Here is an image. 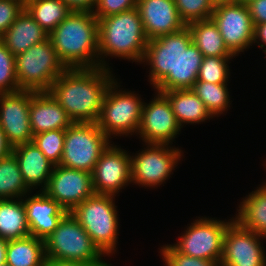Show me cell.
Instances as JSON below:
<instances>
[{
    "mask_svg": "<svg viewBox=\"0 0 266 266\" xmlns=\"http://www.w3.org/2000/svg\"><path fill=\"white\" fill-rule=\"evenodd\" d=\"M181 129L172 106L163 93L156 91L149 103H143L137 136L144 144L172 145Z\"/></svg>",
    "mask_w": 266,
    "mask_h": 266,
    "instance_id": "7c38bea8",
    "label": "cell"
},
{
    "mask_svg": "<svg viewBox=\"0 0 266 266\" xmlns=\"http://www.w3.org/2000/svg\"><path fill=\"white\" fill-rule=\"evenodd\" d=\"M12 146L8 143L5 133L0 126V160L12 153Z\"/></svg>",
    "mask_w": 266,
    "mask_h": 266,
    "instance_id": "60d3db41",
    "label": "cell"
},
{
    "mask_svg": "<svg viewBox=\"0 0 266 266\" xmlns=\"http://www.w3.org/2000/svg\"><path fill=\"white\" fill-rule=\"evenodd\" d=\"M45 259L43 239L30 235L8 241L6 263L9 266H42Z\"/></svg>",
    "mask_w": 266,
    "mask_h": 266,
    "instance_id": "4316f807",
    "label": "cell"
},
{
    "mask_svg": "<svg viewBox=\"0 0 266 266\" xmlns=\"http://www.w3.org/2000/svg\"><path fill=\"white\" fill-rule=\"evenodd\" d=\"M144 150L130 155L131 183L154 188L166 183L180 162L183 152L167 144H144Z\"/></svg>",
    "mask_w": 266,
    "mask_h": 266,
    "instance_id": "30bf717a",
    "label": "cell"
},
{
    "mask_svg": "<svg viewBox=\"0 0 266 266\" xmlns=\"http://www.w3.org/2000/svg\"><path fill=\"white\" fill-rule=\"evenodd\" d=\"M181 20L189 23L210 19L214 10L209 0H174Z\"/></svg>",
    "mask_w": 266,
    "mask_h": 266,
    "instance_id": "d6a6232c",
    "label": "cell"
},
{
    "mask_svg": "<svg viewBox=\"0 0 266 266\" xmlns=\"http://www.w3.org/2000/svg\"><path fill=\"white\" fill-rule=\"evenodd\" d=\"M233 57H203L197 81L221 84L230 78L229 62Z\"/></svg>",
    "mask_w": 266,
    "mask_h": 266,
    "instance_id": "4dcf8cb0",
    "label": "cell"
},
{
    "mask_svg": "<svg viewBox=\"0 0 266 266\" xmlns=\"http://www.w3.org/2000/svg\"><path fill=\"white\" fill-rule=\"evenodd\" d=\"M233 220V217L228 221L198 217L178 237L177 243L171 245L179 253L220 263L223 254L224 235L228 225Z\"/></svg>",
    "mask_w": 266,
    "mask_h": 266,
    "instance_id": "8fae6325",
    "label": "cell"
},
{
    "mask_svg": "<svg viewBox=\"0 0 266 266\" xmlns=\"http://www.w3.org/2000/svg\"><path fill=\"white\" fill-rule=\"evenodd\" d=\"M251 1H253V0H234V3L248 5Z\"/></svg>",
    "mask_w": 266,
    "mask_h": 266,
    "instance_id": "f6af8a7d",
    "label": "cell"
},
{
    "mask_svg": "<svg viewBox=\"0 0 266 266\" xmlns=\"http://www.w3.org/2000/svg\"><path fill=\"white\" fill-rule=\"evenodd\" d=\"M211 19L225 46L236 57L253 45L255 26L247 5L230 3L214 8Z\"/></svg>",
    "mask_w": 266,
    "mask_h": 266,
    "instance_id": "4fadbf2b",
    "label": "cell"
},
{
    "mask_svg": "<svg viewBox=\"0 0 266 266\" xmlns=\"http://www.w3.org/2000/svg\"><path fill=\"white\" fill-rule=\"evenodd\" d=\"M111 142L97 123L74 122L65 129L59 165L92 173L101 153Z\"/></svg>",
    "mask_w": 266,
    "mask_h": 266,
    "instance_id": "9c48e42d",
    "label": "cell"
},
{
    "mask_svg": "<svg viewBox=\"0 0 266 266\" xmlns=\"http://www.w3.org/2000/svg\"><path fill=\"white\" fill-rule=\"evenodd\" d=\"M247 6L254 26L266 22V0H253Z\"/></svg>",
    "mask_w": 266,
    "mask_h": 266,
    "instance_id": "74e56055",
    "label": "cell"
},
{
    "mask_svg": "<svg viewBox=\"0 0 266 266\" xmlns=\"http://www.w3.org/2000/svg\"><path fill=\"white\" fill-rule=\"evenodd\" d=\"M35 92L19 90L0 93V126L12 147L33 140L29 111L30 100Z\"/></svg>",
    "mask_w": 266,
    "mask_h": 266,
    "instance_id": "e0dca14e",
    "label": "cell"
},
{
    "mask_svg": "<svg viewBox=\"0 0 266 266\" xmlns=\"http://www.w3.org/2000/svg\"><path fill=\"white\" fill-rule=\"evenodd\" d=\"M42 266H92V265L81 262L59 261V260L46 258Z\"/></svg>",
    "mask_w": 266,
    "mask_h": 266,
    "instance_id": "b9f144b4",
    "label": "cell"
},
{
    "mask_svg": "<svg viewBox=\"0 0 266 266\" xmlns=\"http://www.w3.org/2000/svg\"><path fill=\"white\" fill-rule=\"evenodd\" d=\"M68 69L99 67V25L90 11H72L50 34Z\"/></svg>",
    "mask_w": 266,
    "mask_h": 266,
    "instance_id": "3957f363",
    "label": "cell"
},
{
    "mask_svg": "<svg viewBox=\"0 0 266 266\" xmlns=\"http://www.w3.org/2000/svg\"><path fill=\"white\" fill-rule=\"evenodd\" d=\"M24 9V0H0V37Z\"/></svg>",
    "mask_w": 266,
    "mask_h": 266,
    "instance_id": "8d00e7d4",
    "label": "cell"
},
{
    "mask_svg": "<svg viewBox=\"0 0 266 266\" xmlns=\"http://www.w3.org/2000/svg\"><path fill=\"white\" fill-rule=\"evenodd\" d=\"M246 197L237 208L234 220L243 228L266 238V182Z\"/></svg>",
    "mask_w": 266,
    "mask_h": 266,
    "instance_id": "cb8c5ba5",
    "label": "cell"
},
{
    "mask_svg": "<svg viewBox=\"0 0 266 266\" xmlns=\"http://www.w3.org/2000/svg\"><path fill=\"white\" fill-rule=\"evenodd\" d=\"M169 100L178 124H200L214 118L192 89L158 91Z\"/></svg>",
    "mask_w": 266,
    "mask_h": 266,
    "instance_id": "603a6c76",
    "label": "cell"
},
{
    "mask_svg": "<svg viewBox=\"0 0 266 266\" xmlns=\"http://www.w3.org/2000/svg\"><path fill=\"white\" fill-rule=\"evenodd\" d=\"M115 75L108 68L67 69L53 82L48 92L74 122L96 123L103 100Z\"/></svg>",
    "mask_w": 266,
    "mask_h": 266,
    "instance_id": "7a4b0ae2",
    "label": "cell"
},
{
    "mask_svg": "<svg viewBox=\"0 0 266 266\" xmlns=\"http://www.w3.org/2000/svg\"><path fill=\"white\" fill-rule=\"evenodd\" d=\"M65 130H50L33 135V143L54 165H59L62 159Z\"/></svg>",
    "mask_w": 266,
    "mask_h": 266,
    "instance_id": "1f68e13d",
    "label": "cell"
},
{
    "mask_svg": "<svg viewBox=\"0 0 266 266\" xmlns=\"http://www.w3.org/2000/svg\"><path fill=\"white\" fill-rule=\"evenodd\" d=\"M263 238L233 220L224 235L220 266H266Z\"/></svg>",
    "mask_w": 266,
    "mask_h": 266,
    "instance_id": "9a60e30c",
    "label": "cell"
},
{
    "mask_svg": "<svg viewBox=\"0 0 266 266\" xmlns=\"http://www.w3.org/2000/svg\"><path fill=\"white\" fill-rule=\"evenodd\" d=\"M136 8L148 40L186 27L179 16L174 0H137Z\"/></svg>",
    "mask_w": 266,
    "mask_h": 266,
    "instance_id": "d6986e66",
    "label": "cell"
},
{
    "mask_svg": "<svg viewBox=\"0 0 266 266\" xmlns=\"http://www.w3.org/2000/svg\"><path fill=\"white\" fill-rule=\"evenodd\" d=\"M115 197L94 194L70 212L98 249L108 257L115 254L119 238V215Z\"/></svg>",
    "mask_w": 266,
    "mask_h": 266,
    "instance_id": "5b68a950",
    "label": "cell"
},
{
    "mask_svg": "<svg viewBox=\"0 0 266 266\" xmlns=\"http://www.w3.org/2000/svg\"><path fill=\"white\" fill-rule=\"evenodd\" d=\"M192 41L203 57H234L225 46L223 38L214 21L210 18L189 23Z\"/></svg>",
    "mask_w": 266,
    "mask_h": 266,
    "instance_id": "d4e9b609",
    "label": "cell"
},
{
    "mask_svg": "<svg viewBox=\"0 0 266 266\" xmlns=\"http://www.w3.org/2000/svg\"><path fill=\"white\" fill-rule=\"evenodd\" d=\"M98 25L99 67L111 69L107 56L142 62L148 39L137 8L98 19Z\"/></svg>",
    "mask_w": 266,
    "mask_h": 266,
    "instance_id": "277c9868",
    "label": "cell"
},
{
    "mask_svg": "<svg viewBox=\"0 0 266 266\" xmlns=\"http://www.w3.org/2000/svg\"><path fill=\"white\" fill-rule=\"evenodd\" d=\"M38 192L26 194L22 200L30 235L45 240L68 212L44 191Z\"/></svg>",
    "mask_w": 266,
    "mask_h": 266,
    "instance_id": "ac0fdd59",
    "label": "cell"
},
{
    "mask_svg": "<svg viewBox=\"0 0 266 266\" xmlns=\"http://www.w3.org/2000/svg\"><path fill=\"white\" fill-rule=\"evenodd\" d=\"M212 6L215 8L217 6L234 3V0H209Z\"/></svg>",
    "mask_w": 266,
    "mask_h": 266,
    "instance_id": "ee69618b",
    "label": "cell"
},
{
    "mask_svg": "<svg viewBox=\"0 0 266 266\" xmlns=\"http://www.w3.org/2000/svg\"><path fill=\"white\" fill-rule=\"evenodd\" d=\"M227 83L215 84L196 81L192 90L203 101L213 117L225 115L231 105Z\"/></svg>",
    "mask_w": 266,
    "mask_h": 266,
    "instance_id": "f546056e",
    "label": "cell"
},
{
    "mask_svg": "<svg viewBox=\"0 0 266 266\" xmlns=\"http://www.w3.org/2000/svg\"><path fill=\"white\" fill-rule=\"evenodd\" d=\"M160 256H162L165 266H220L219 262L194 258L179 253L171 244L160 247Z\"/></svg>",
    "mask_w": 266,
    "mask_h": 266,
    "instance_id": "e575fe53",
    "label": "cell"
},
{
    "mask_svg": "<svg viewBox=\"0 0 266 266\" xmlns=\"http://www.w3.org/2000/svg\"><path fill=\"white\" fill-rule=\"evenodd\" d=\"M48 37L49 34L24 9L0 40L13 55L17 56L31 46L44 42Z\"/></svg>",
    "mask_w": 266,
    "mask_h": 266,
    "instance_id": "7402d4cb",
    "label": "cell"
},
{
    "mask_svg": "<svg viewBox=\"0 0 266 266\" xmlns=\"http://www.w3.org/2000/svg\"><path fill=\"white\" fill-rule=\"evenodd\" d=\"M258 44V47L264 48L263 52L266 54V22L255 25L253 44Z\"/></svg>",
    "mask_w": 266,
    "mask_h": 266,
    "instance_id": "ab89813d",
    "label": "cell"
},
{
    "mask_svg": "<svg viewBox=\"0 0 266 266\" xmlns=\"http://www.w3.org/2000/svg\"><path fill=\"white\" fill-rule=\"evenodd\" d=\"M12 154L18 162L26 186L31 191L40 186V191H43L48 185L55 165L46 158L33 141L13 147Z\"/></svg>",
    "mask_w": 266,
    "mask_h": 266,
    "instance_id": "44dd1931",
    "label": "cell"
},
{
    "mask_svg": "<svg viewBox=\"0 0 266 266\" xmlns=\"http://www.w3.org/2000/svg\"><path fill=\"white\" fill-rule=\"evenodd\" d=\"M117 79L110 84L106 91L101 113L96 122L110 140L116 136L137 135L144 103L141 95L139 96L131 90L122 91Z\"/></svg>",
    "mask_w": 266,
    "mask_h": 266,
    "instance_id": "52a82bcc",
    "label": "cell"
},
{
    "mask_svg": "<svg viewBox=\"0 0 266 266\" xmlns=\"http://www.w3.org/2000/svg\"><path fill=\"white\" fill-rule=\"evenodd\" d=\"M31 191L22 178L15 156L11 153L0 160V200L21 199Z\"/></svg>",
    "mask_w": 266,
    "mask_h": 266,
    "instance_id": "f1b7e54d",
    "label": "cell"
},
{
    "mask_svg": "<svg viewBox=\"0 0 266 266\" xmlns=\"http://www.w3.org/2000/svg\"><path fill=\"white\" fill-rule=\"evenodd\" d=\"M21 90L15 71V55L0 40V93H11Z\"/></svg>",
    "mask_w": 266,
    "mask_h": 266,
    "instance_id": "836d02e7",
    "label": "cell"
},
{
    "mask_svg": "<svg viewBox=\"0 0 266 266\" xmlns=\"http://www.w3.org/2000/svg\"><path fill=\"white\" fill-rule=\"evenodd\" d=\"M67 69L49 38L15 56L16 78L21 90L48 91Z\"/></svg>",
    "mask_w": 266,
    "mask_h": 266,
    "instance_id": "ba28073f",
    "label": "cell"
},
{
    "mask_svg": "<svg viewBox=\"0 0 266 266\" xmlns=\"http://www.w3.org/2000/svg\"><path fill=\"white\" fill-rule=\"evenodd\" d=\"M46 258L73 261L92 266H112L79 222L68 212L44 240Z\"/></svg>",
    "mask_w": 266,
    "mask_h": 266,
    "instance_id": "8992f818",
    "label": "cell"
},
{
    "mask_svg": "<svg viewBox=\"0 0 266 266\" xmlns=\"http://www.w3.org/2000/svg\"><path fill=\"white\" fill-rule=\"evenodd\" d=\"M8 240L0 237V266L6 263Z\"/></svg>",
    "mask_w": 266,
    "mask_h": 266,
    "instance_id": "7bdbcfd3",
    "label": "cell"
},
{
    "mask_svg": "<svg viewBox=\"0 0 266 266\" xmlns=\"http://www.w3.org/2000/svg\"><path fill=\"white\" fill-rule=\"evenodd\" d=\"M137 0H97L92 13L97 19L136 8Z\"/></svg>",
    "mask_w": 266,
    "mask_h": 266,
    "instance_id": "d590c367",
    "label": "cell"
},
{
    "mask_svg": "<svg viewBox=\"0 0 266 266\" xmlns=\"http://www.w3.org/2000/svg\"><path fill=\"white\" fill-rule=\"evenodd\" d=\"M30 127L33 135L65 130L73 121L48 91L35 92L30 100Z\"/></svg>",
    "mask_w": 266,
    "mask_h": 266,
    "instance_id": "ffe728a7",
    "label": "cell"
},
{
    "mask_svg": "<svg viewBox=\"0 0 266 266\" xmlns=\"http://www.w3.org/2000/svg\"><path fill=\"white\" fill-rule=\"evenodd\" d=\"M112 142L101 153L92 172L95 194L117 196L131 184L130 153Z\"/></svg>",
    "mask_w": 266,
    "mask_h": 266,
    "instance_id": "5bb4252c",
    "label": "cell"
},
{
    "mask_svg": "<svg viewBox=\"0 0 266 266\" xmlns=\"http://www.w3.org/2000/svg\"><path fill=\"white\" fill-rule=\"evenodd\" d=\"M43 191L67 212H71L95 194L92 173L55 165L48 185Z\"/></svg>",
    "mask_w": 266,
    "mask_h": 266,
    "instance_id": "2e32d148",
    "label": "cell"
},
{
    "mask_svg": "<svg viewBox=\"0 0 266 266\" xmlns=\"http://www.w3.org/2000/svg\"><path fill=\"white\" fill-rule=\"evenodd\" d=\"M203 55L192 41L186 26L182 30L148 40L141 64L149 67L154 91L192 89Z\"/></svg>",
    "mask_w": 266,
    "mask_h": 266,
    "instance_id": "6da1fadb",
    "label": "cell"
},
{
    "mask_svg": "<svg viewBox=\"0 0 266 266\" xmlns=\"http://www.w3.org/2000/svg\"><path fill=\"white\" fill-rule=\"evenodd\" d=\"M25 10L48 34L72 12L62 0H27Z\"/></svg>",
    "mask_w": 266,
    "mask_h": 266,
    "instance_id": "83f0119b",
    "label": "cell"
},
{
    "mask_svg": "<svg viewBox=\"0 0 266 266\" xmlns=\"http://www.w3.org/2000/svg\"><path fill=\"white\" fill-rule=\"evenodd\" d=\"M27 236L30 230L22 198L0 200V237L9 241Z\"/></svg>",
    "mask_w": 266,
    "mask_h": 266,
    "instance_id": "484cf974",
    "label": "cell"
},
{
    "mask_svg": "<svg viewBox=\"0 0 266 266\" xmlns=\"http://www.w3.org/2000/svg\"><path fill=\"white\" fill-rule=\"evenodd\" d=\"M72 11H90L95 8L97 0H62Z\"/></svg>",
    "mask_w": 266,
    "mask_h": 266,
    "instance_id": "f35d334b",
    "label": "cell"
}]
</instances>
